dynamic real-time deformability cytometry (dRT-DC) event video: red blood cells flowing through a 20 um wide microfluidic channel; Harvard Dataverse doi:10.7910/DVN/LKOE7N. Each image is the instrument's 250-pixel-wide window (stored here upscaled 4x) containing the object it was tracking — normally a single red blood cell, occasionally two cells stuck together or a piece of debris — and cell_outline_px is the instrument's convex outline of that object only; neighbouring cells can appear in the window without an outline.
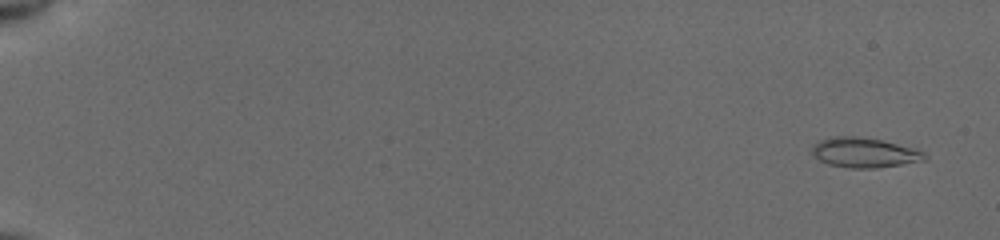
{"species": "common noctule bat (a hibernating species)", "species_latin": "Nyctalus noctula", "temperature_condition": "cold", "stored_images_in_passage": 55, "camera_frame_rate_fps": 3000, "um_per_image_px": 0.085, "animal": {"sex": "female", "body_mass_g": 19.5, "forearm_length_mm": 54.1}, "frame": {"image": 1, "passage_image": 3, "time_ms": 0.667, "image_size_px": [1000, 240], "cell_outline_px": [[928, 156], [924, 160], [876, 168], [848, 168], [828, 164], [812, 156], [812, 148], [820, 140], [832, 136], [856, 136], [884, 140], [916, 148], [924, 152]], "centroid_in_image_um": [73.48, 12.96], "position_along_channel_um": 11.5, "area_um2": 19.71}}
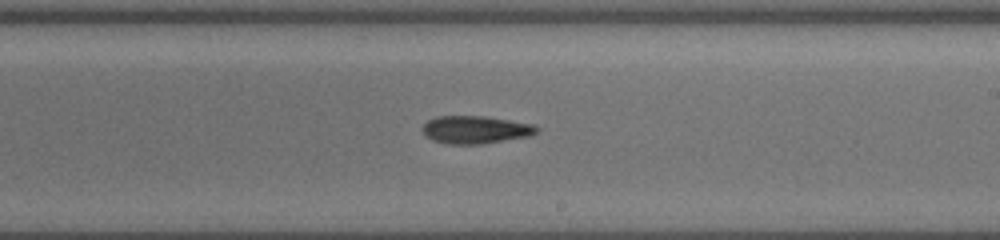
{"frame": {"image": 2, "passage_image": 35, "time_ms": 11.333, "image_size_px": [1000, 240], "cell_outline_px": [[540, 132], [532, 136], [484, 144], [444, 144], [432, 140], [424, 136], [420, 128], [428, 120], [436, 116], [484, 116], [532, 124], [540, 128]], "centroid_in_image_um": [40.41, 11.04], "position_along_channel_um": 248.6, "area_um2": 18.9}}
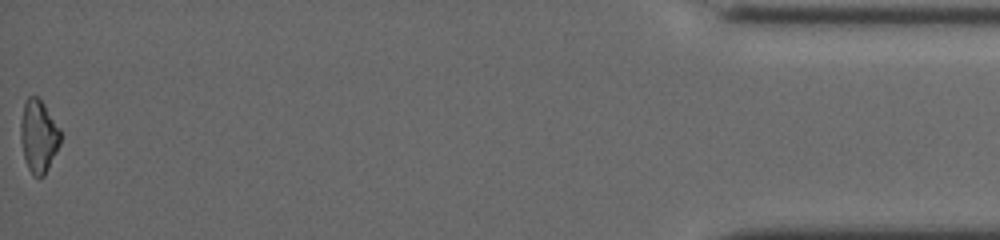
{"frame": {"image": 3, "passage_image": 55, "time_ms": 18.0, "image_size_px": [1000, 240], "cell_outline_px": [[60, 144], [44, 176], [36, 176], [28, 168], [24, 160], [20, 140], [20, 120], [24, 100], [28, 96], [36, 96], [44, 104], [60, 128]], "centroid_in_image_um": [3.25, 11.54], "position_along_channel_um": 431.9, "area_um2": 16.94}, "authors_computed_cell_mechanics": {"area_um2": 18.496, "velocity_mm_per_s": 3.9409, "shape_relaxation_time_tau1_ms": 2.4928, "shape_relaxation_time_tau2_ms": null, "deformation_change_tau1": 0.1033, "deformation_change_tau2": null}}